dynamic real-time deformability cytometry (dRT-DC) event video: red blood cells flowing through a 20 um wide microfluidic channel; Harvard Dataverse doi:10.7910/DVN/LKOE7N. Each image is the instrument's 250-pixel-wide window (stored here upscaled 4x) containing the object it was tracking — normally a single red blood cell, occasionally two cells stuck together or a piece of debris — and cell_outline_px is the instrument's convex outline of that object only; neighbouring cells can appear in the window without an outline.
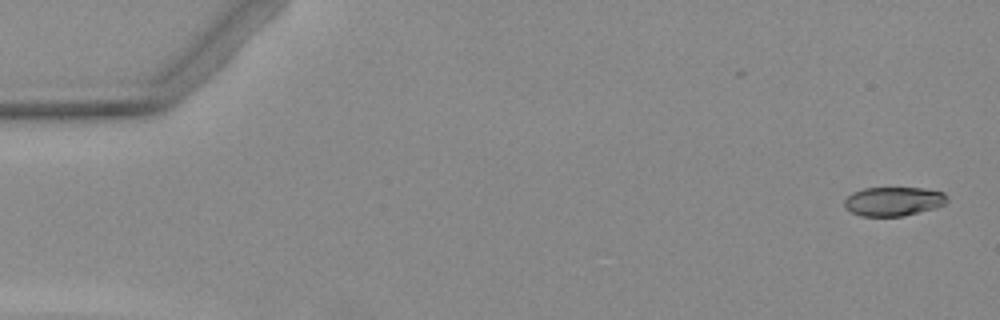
{"species": "Egyptian fruit bat (a non-hibernating species)", "species_latin": "Rousettus aegyptiacus", "temperature_condition": "warm", "stored_images_in_passage": 4, "camera_frame_rate_fps": 3000, "um_per_image_px": 0.085, "animal": {"sex": "female"}, "frame": {"image": 1, "passage_image": 1, "time_ms": 0.0, "image_size_px": [1000, 320], "cell_outline_px": [[948, 200], [944, 204], [936, 208], [904, 216], [860, 216], [844, 208], [844, 200], [852, 192], [864, 188], [924, 188], [944, 192], [948, 196]], "centroid_in_image_um": [75.95, 17.11], "position_along_channel_um": 9.0, "area_um2": 17.57}}
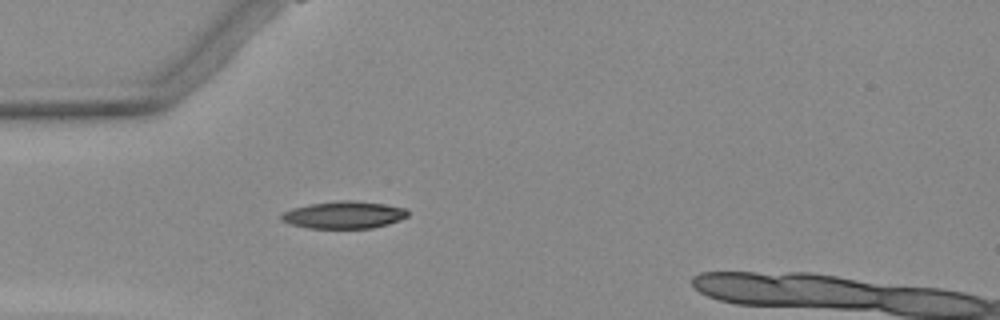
{"frame": {"image": 2, "passage_image": 4, "time_ms": 4.667, "image_size_px": [1000, 320], "cell_outline_px": [[408, 216], [400, 220], [388, 224], [372, 228], [308, 228], [292, 224], [280, 220], [280, 216], [284, 212], [292, 208], [308, 204], [340, 200], [352, 200], [384, 204], [404, 208], [408, 212]], "centroid_in_image_um": [29.22, 18.26], "position_along_channel_um": 55.8, "area_um2": 20.06}}